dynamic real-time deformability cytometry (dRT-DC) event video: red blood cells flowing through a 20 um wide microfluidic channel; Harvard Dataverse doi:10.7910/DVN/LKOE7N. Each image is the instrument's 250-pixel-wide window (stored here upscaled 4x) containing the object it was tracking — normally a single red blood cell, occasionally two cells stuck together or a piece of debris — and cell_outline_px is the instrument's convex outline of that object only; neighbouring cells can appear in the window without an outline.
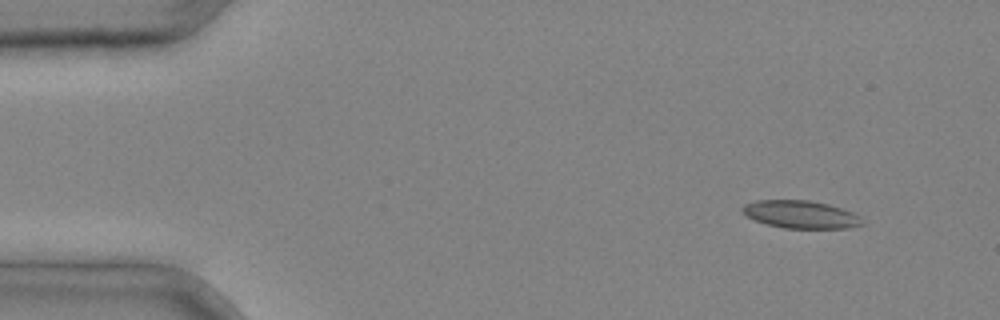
{"species": "common noctule bat (a hibernating species)", "species_latin": "Nyctalus noctula", "temperature_condition": "cold", "stored_images_in_passage": 5, "segment_of_instrument_passage": [2, 2], "camera_frame_rate_fps": 3000, "um_per_image_px": 0.085, "animal": {"sex": "male", "body_mass_g": 20.4}, "frame": {"image": 1, "passage_image": 5, "time_ms": 1.333, "image_size_px": [1000, 320], "cell_outline_px": [[864, 224], [848, 228], [784, 228], [752, 220], [740, 212], [740, 208], [744, 204], [756, 200], [808, 200], [828, 204], [852, 212], [860, 216]], "centroid_in_image_um": [68.01, 18.22], "position_along_channel_um": 17.0, "area_um2": 19.48}}